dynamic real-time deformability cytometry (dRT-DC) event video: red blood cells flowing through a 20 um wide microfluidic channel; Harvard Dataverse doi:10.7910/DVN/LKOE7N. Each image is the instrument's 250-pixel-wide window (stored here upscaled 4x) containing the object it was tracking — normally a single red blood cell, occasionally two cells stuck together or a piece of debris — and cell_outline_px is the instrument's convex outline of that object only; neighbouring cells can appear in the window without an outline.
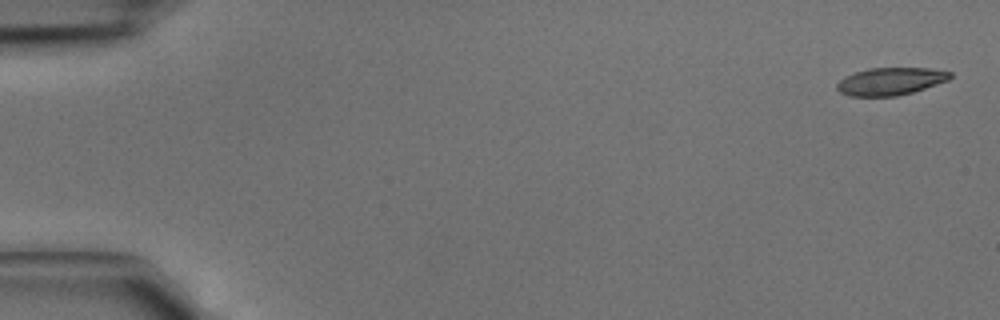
{"species": "common noctule bat (a hibernating species)", "species_latin": "Nyctalus noctula", "temperature_condition": "cold", "stored_images_in_passage": 4, "camera_frame_rate_fps": 3000, "um_per_image_px": 0.085, "animal": {"sex": "male", "body_mass_g": 15.6}, "frame": {"image": 1, "passage_image": 1, "time_ms": 0.0, "image_size_px": [1000, 320], "cell_outline_px": [[952, 76], [948, 80], [912, 92], [896, 96], [848, 96], [840, 92], [836, 88], [836, 84], [844, 76], [868, 68], [932, 68], [952, 72]], "centroid_in_image_um": [75.67, 6.91], "position_along_channel_um": 9.3, "area_um2": 18.15}}